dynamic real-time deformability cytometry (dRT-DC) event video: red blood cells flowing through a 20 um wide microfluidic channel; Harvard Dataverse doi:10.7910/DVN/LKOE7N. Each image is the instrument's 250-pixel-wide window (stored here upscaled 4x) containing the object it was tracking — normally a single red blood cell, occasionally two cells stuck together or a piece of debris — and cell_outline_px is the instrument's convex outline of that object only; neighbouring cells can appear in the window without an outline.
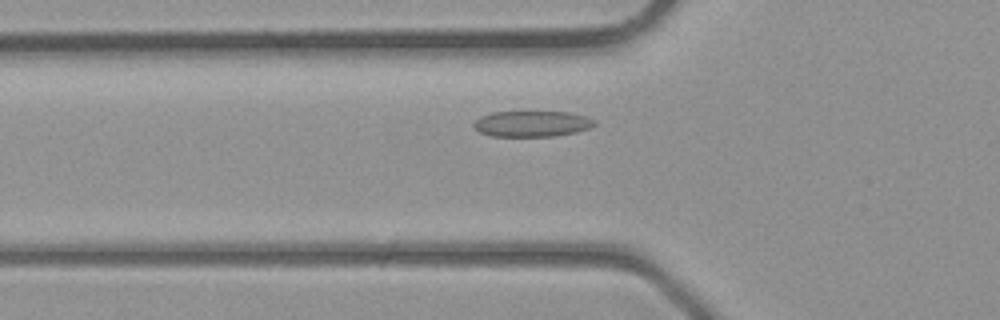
{"species": "common noctule bat (a hibernating species)", "species_latin": "Nyctalus noctula", "temperature_condition": "room temperature", "stored_images_in_passage": 33, "camera_frame_rate_fps": 3000, "um_per_image_px": 0.085, "animal": {"sex": "male", "body_mass_g": 23.1, "forearm_length_mm": 52.7}, "frame": {"image": 1, "passage_image": 7, "time_ms": 2.0, "image_size_px": [1000, 320], "cell_outline_px": [[596, 124], [588, 128], [576, 132], [552, 136], [492, 136], [480, 132], [472, 124], [480, 116], [492, 112], [524, 108], [568, 112], [584, 116], [596, 120]], "centroid_in_image_um": [45.19, 10.45], "position_along_channel_um": 80.6, "area_um2": 19.13}}
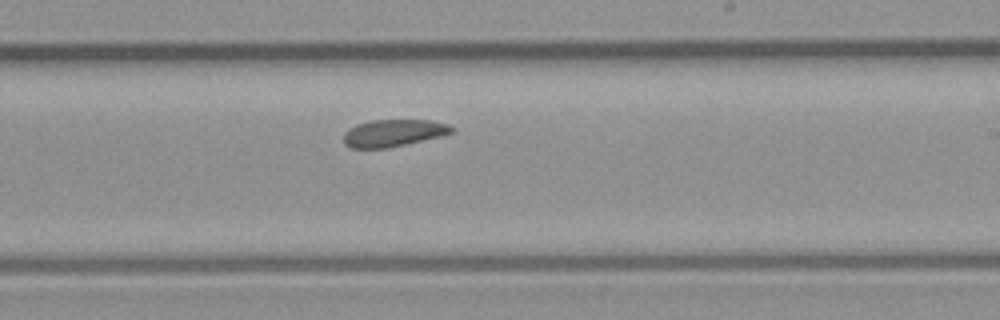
{"frame": {"image": 2, "passage_image": 17, "time_ms": 5.333, "image_size_px": [1000, 320], "cell_outline_px": [[452, 132], [440, 136], [388, 148], [352, 148], [344, 144], [344, 132], [348, 128], [356, 124], [372, 120], [432, 120], [448, 124], [452, 128]], "centroid_in_image_um": [33.39, 11.3], "position_along_channel_um": 255.6, "area_um2": 16.99}}
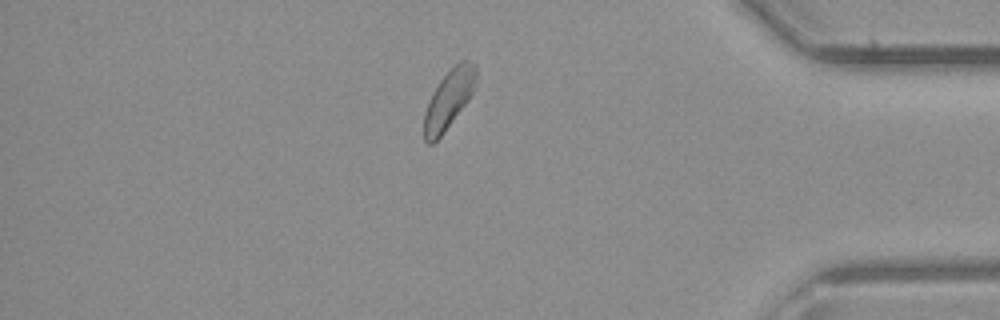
{"frame": {"image": 3, "passage_image": 27, "time_ms": 8.667, "image_size_px": [1000, 320], "cell_outline_px": [[476, 84], [468, 100], [444, 132], [432, 144], [428, 144], [424, 140], [424, 112], [432, 92], [440, 80], [460, 60], [468, 60], [476, 64]], "centroid_in_image_um": [38.14, 8.43], "position_along_channel_um": 397.1, "area_um2": 17.63}}